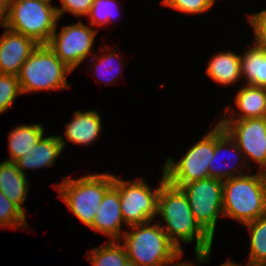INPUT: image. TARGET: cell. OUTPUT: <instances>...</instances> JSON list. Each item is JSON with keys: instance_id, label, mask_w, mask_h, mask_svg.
Returning <instances> with one entry per match:
<instances>
[{"instance_id": "6da1fadb", "label": "cell", "mask_w": 266, "mask_h": 266, "mask_svg": "<svg viewBox=\"0 0 266 266\" xmlns=\"http://www.w3.org/2000/svg\"><path fill=\"white\" fill-rule=\"evenodd\" d=\"M158 216L166 225L158 222L170 241L182 252L181 242L196 241L198 263L209 262L213 238L199 225L190 208L186 194L167 181L161 186L158 197ZM162 224V225H161Z\"/></svg>"}, {"instance_id": "7a4b0ae2", "label": "cell", "mask_w": 266, "mask_h": 266, "mask_svg": "<svg viewBox=\"0 0 266 266\" xmlns=\"http://www.w3.org/2000/svg\"><path fill=\"white\" fill-rule=\"evenodd\" d=\"M130 226L132 231L124 232L123 246L128 260L137 266H169L183 256V253L170 241L158 223Z\"/></svg>"}, {"instance_id": "3957f363", "label": "cell", "mask_w": 266, "mask_h": 266, "mask_svg": "<svg viewBox=\"0 0 266 266\" xmlns=\"http://www.w3.org/2000/svg\"><path fill=\"white\" fill-rule=\"evenodd\" d=\"M266 215V173L245 174L223 181V216L243 225Z\"/></svg>"}, {"instance_id": "277c9868", "label": "cell", "mask_w": 266, "mask_h": 266, "mask_svg": "<svg viewBox=\"0 0 266 266\" xmlns=\"http://www.w3.org/2000/svg\"><path fill=\"white\" fill-rule=\"evenodd\" d=\"M56 185L59 196L72 213L90 228L105 193L114 185V175L99 173L77 179L65 177Z\"/></svg>"}, {"instance_id": "5b68a950", "label": "cell", "mask_w": 266, "mask_h": 266, "mask_svg": "<svg viewBox=\"0 0 266 266\" xmlns=\"http://www.w3.org/2000/svg\"><path fill=\"white\" fill-rule=\"evenodd\" d=\"M52 0H10L4 28L21 33L39 45L50 41L59 18Z\"/></svg>"}, {"instance_id": "8992f818", "label": "cell", "mask_w": 266, "mask_h": 266, "mask_svg": "<svg viewBox=\"0 0 266 266\" xmlns=\"http://www.w3.org/2000/svg\"><path fill=\"white\" fill-rule=\"evenodd\" d=\"M72 72L50 49L38 45L21 66L18 74L22 94L70 88L66 74Z\"/></svg>"}, {"instance_id": "52a82bcc", "label": "cell", "mask_w": 266, "mask_h": 266, "mask_svg": "<svg viewBox=\"0 0 266 266\" xmlns=\"http://www.w3.org/2000/svg\"><path fill=\"white\" fill-rule=\"evenodd\" d=\"M162 180L154 191L142 179L133 182L114 175V186L119 190L122 216L127 227L153 221L158 214V197L161 186L166 182L162 170Z\"/></svg>"}, {"instance_id": "ba28073f", "label": "cell", "mask_w": 266, "mask_h": 266, "mask_svg": "<svg viewBox=\"0 0 266 266\" xmlns=\"http://www.w3.org/2000/svg\"><path fill=\"white\" fill-rule=\"evenodd\" d=\"M214 156V128L175 162L171 157L166 160L163 172L166 181L178 188L184 184L209 177L208 165Z\"/></svg>"}, {"instance_id": "9c48e42d", "label": "cell", "mask_w": 266, "mask_h": 266, "mask_svg": "<svg viewBox=\"0 0 266 266\" xmlns=\"http://www.w3.org/2000/svg\"><path fill=\"white\" fill-rule=\"evenodd\" d=\"M180 189L186 194L196 221L214 239L218 216L223 215V181L208 177Z\"/></svg>"}, {"instance_id": "30bf717a", "label": "cell", "mask_w": 266, "mask_h": 266, "mask_svg": "<svg viewBox=\"0 0 266 266\" xmlns=\"http://www.w3.org/2000/svg\"><path fill=\"white\" fill-rule=\"evenodd\" d=\"M96 34V29L86 26L81 20L73 25L62 26L59 34L56 25L47 45L73 71L92 53Z\"/></svg>"}, {"instance_id": "8fae6325", "label": "cell", "mask_w": 266, "mask_h": 266, "mask_svg": "<svg viewBox=\"0 0 266 266\" xmlns=\"http://www.w3.org/2000/svg\"><path fill=\"white\" fill-rule=\"evenodd\" d=\"M229 136L236 142L248 165V159L259 165V170L266 173V117L219 120Z\"/></svg>"}, {"instance_id": "7c38bea8", "label": "cell", "mask_w": 266, "mask_h": 266, "mask_svg": "<svg viewBox=\"0 0 266 266\" xmlns=\"http://www.w3.org/2000/svg\"><path fill=\"white\" fill-rule=\"evenodd\" d=\"M213 127H214V156L208 165L209 177L224 181V180H227L233 177L245 175L247 172L244 173L243 168L244 167L247 168L248 165H247V162H245L246 161L245 157L243 153L240 151V149L238 148L236 142L229 136V134L224 130V128L219 123H217L216 126H213ZM227 150H228V153H226ZM224 152L226 154H229V156L230 154H232L233 156L231 155L232 157H230L231 158V160H229L230 162L226 164L224 163L222 165L220 164L221 163L220 157L223 156L222 154ZM239 158L240 160L242 158L244 161L240 162ZM233 161L236 165L238 164L239 167L237 166L235 167ZM237 161L239 162L237 163ZM231 162L233 163L232 164L233 166L231 165ZM240 164L242 165L244 164L243 168H241L242 166H240Z\"/></svg>"}, {"instance_id": "4fadbf2b", "label": "cell", "mask_w": 266, "mask_h": 266, "mask_svg": "<svg viewBox=\"0 0 266 266\" xmlns=\"http://www.w3.org/2000/svg\"><path fill=\"white\" fill-rule=\"evenodd\" d=\"M5 29L0 37V74L18 76L21 66L39 44L21 33Z\"/></svg>"}, {"instance_id": "5bb4252c", "label": "cell", "mask_w": 266, "mask_h": 266, "mask_svg": "<svg viewBox=\"0 0 266 266\" xmlns=\"http://www.w3.org/2000/svg\"><path fill=\"white\" fill-rule=\"evenodd\" d=\"M125 224L122 216L119 190L113 185L104 195L90 229L111 237L110 240L121 242V226Z\"/></svg>"}, {"instance_id": "9a60e30c", "label": "cell", "mask_w": 266, "mask_h": 266, "mask_svg": "<svg viewBox=\"0 0 266 266\" xmlns=\"http://www.w3.org/2000/svg\"><path fill=\"white\" fill-rule=\"evenodd\" d=\"M63 138L61 135L43 136L33 149L14 162L16 167L26 175L25 169L53 166L66 146V139Z\"/></svg>"}, {"instance_id": "2e32d148", "label": "cell", "mask_w": 266, "mask_h": 266, "mask_svg": "<svg viewBox=\"0 0 266 266\" xmlns=\"http://www.w3.org/2000/svg\"><path fill=\"white\" fill-rule=\"evenodd\" d=\"M235 105L239 110L237 117L234 116L235 109L226 108V113L221 120H240L266 117V88L246 85L240 89L235 97ZM231 112L229 115L228 112ZM227 116V117H226ZM230 117V118H229ZM233 117V118H231Z\"/></svg>"}, {"instance_id": "e0dca14e", "label": "cell", "mask_w": 266, "mask_h": 266, "mask_svg": "<svg viewBox=\"0 0 266 266\" xmlns=\"http://www.w3.org/2000/svg\"><path fill=\"white\" fill-rule=\"evenodd\" d=\"M101 116L98 111L77 110L73 119L66 124V139L74 144L88 145L100 136L102 129Z\"/></svg>"}, {"instance_id": "ac0fdd59", "label": "cell", "mask_w": 266, "mask_h": 266, "mask_svg": "<svg viewBox=\"0 0 266 266\" xmlns=\"http://www.w3.org/2000/svg\"><path fill=\"white\" fill-rule=\"evenodd\" d=\"M14 162L3 161L0 163V190L12 201L25 215L24 206L29 184Z\"/></svg>"}, {"instance_id": "d6986e66", "label": "cell", "mask_w": 266, "mask_h": 266, "mask_svg": "<svg viewBox=\"0 0 266 266\" xmlns=\"http://www.w3.org/2000/svg\"><path fill=\"white\" fill-rule=\"evenodd\" d=\"M254 43L240 55L242 79L246 80V85L266 88V47L256 41Z\"/></svg>"}, {"instance_id": "ffe728a7", "label": "cell", "mask_w": 266, "mask_h": 266, "mask_svg": "<svg viewBox=\"0 0 266 266\" xmlns=\"http://www.w3.org/2000/svg\"><path fill=\"white\" fill-rule=\"evenodd\" d=\"M206 74L222 86L233 85L242 79L240 55L232 51L220 52L210 59Z\"/></svg>"}, {"instance_id": "44dd1931", "label": "cell", "mask_w": 266, "mask_h": 266, "mask_svg": "<svg viewBox=\"0 0 266 266\" xmlns=\"http://www.w3.org/2000/svg\"><path fill=\"white\" fill-rule=\"evenodd\" d=\"M44 131L43 125L39 123L15 126L9 132L8 138L10 159H6L5 161L15 162L27 154L43 137Z\"/></svg>"}, {"instance_id": "7402d4cb", "label": "cell", "mask_w": 266, "mask_h": 266, "mask_svg": "<svg viewBox=\"0 0 266 266\" xmlns=\"http://www.w3.org/2000/svg\"><path fill=\"white\" fill-rule=\"evenodd\" d=\"M250 254L247 266H266V215L248 222Z\"/></svg>"}, {"instance_id": "603a6c76", "label": "cell", "mask_w": 266, "mask_h": 266, "mask_svg": "<svg viewBox=\"0 0 266 266\" xmlns=\"http://www.w3.org/2000/svg\"><path fill=\"white\" fill-rule=\"evenodd\" d=\"M118 240H108L106 244L91 249L88 260L93 266H123L128 260L127 253Z\"/></svg>"}, {"instance_id": "cb8c5ba5", "label": "cell", "mask_w": 266, "mask_h": 266, "mask_svg": "<svg viewBox=\"0 0 266 266\" xmlns=\"http://www.w3.org/2000/svg\"><path fill=\"white\" fill-rule=\"evenodd\" d=\"M26 215L0 190V227L28 228Z\"/></svg>"}, {"instance_id": "d4e9b609", "label": "cell", "mask_w": 266, "mask_h": 266, "mask_svg": "<svg viewBox=\"0 0 266 266\" xmlns=\"http://www.w3.org/2000/svg\"><path fill=\"white\" fill-rule=\"evenodd\" d=\"M19 95L22 91L18 76L0 74V115L12 106Z\"/></svg>"}, {"instance_id": "484cf974", "label": "cell", "mask_w": 266, "mask_h": 266, "mask_svg": "<svg viewBox=\"0 0 266 266\" xmlns=\"http://www.w3.org/2000/svg\"><path fill=\"white\" fill-rule=\"evenodd\" d=\"M117 6L116 0H94L87 16L90 18L91 25L98 27L110 23L116 16L113 11L117 10Z\"/></svg>"}, {"instance_id": "4316f807", "label": "cell", "mask_w": 266, "mask_h": 266, "mask_svg": "<svg viewBox=\"0 0 266 266\" xmlns=\"http://www.w3.org/2000/svg\"><path fill=\"white\" fill-rule=\"evenodd\" d=\"M109 51V53H107L108 55H102V56H97V54L96 53H94L93 52V54H94V56H93V61H95L96 60V63H95V65H94V67H95V70H94V72H96V73H102V70H103V72H104V74H106V71H107V74H111V76L112 77H110L109 79H105V78H103L102 76L100 77V81L101 82H106L107 81V84H113V82L115 81V79H116V76H118L119 75V73L117 72V70H120L119 68H118V66H120L121 67V62L118 60V61H116V62H119L118 64H113V61H114V59L115 60H117L116 59V57H118L117 55H116V53H115V51L113 50V51H111L107 46L105 47L104 46V48H103V51ZM113 52V53H112ZM97 61H98V63H97ZM118 65V66H117ZM102 67V68H101ZM117 67V68H116ZM101 68V69H100ZM116 71H115V70ZM112 71V72H111ZM111 72V73H110ZM114 72H117V73H114ZM103 74V73H102ZM99 76V75H98ZM105 77V76H104Z\"/></svg>"}, {"instance_id": "83f0119b", "label": "cell", "mask_w": 266, "mask_h": 266, "mask_svg": "<svg viewBox=\"0 0 266 266\" xmlns=\"http://www.w3.org/2000/svg\"><path fill=\"white\" fill-rule=\"evenodd\" d=\"M162 5L187 14H201L214 5V0H163Z\"/></svg>"}, {"instance_id": "f1b7e54d", "label": "cell", "mask_w": 266, "mask_h": 266, "mask_svg": "<svg viewBox=\"0 0 266 266\" xmlns=\"http://www.w3.org/2000/svg\"><path fill=\"white\" fill-rule=\"evenodd\" d=\"M60 2L61 7H56L59 19L66 11L74 14L76 17L88 16L94 0H60Z\"/></svg>"}, {"instance_id": "f546056e", "label": "cell", "mask_w": 266, "mask_h": 266, "mask_svg": "<svg viewBox=\"0 0 266 266\" xmlns=\"http://www.w3.org/2000/svg\"><path fill=\"white\" fill-rule=\"evenodd\" d=\"M248 22L254 30V35H266V9L250 14Z\"/></svg>"}, {"instance_id": "4dcf8cb0", "label": "cell", "mask_w": 266, "mask_h": 266, "mask_svg": "<svg viewBox=\"0 0 266 266\" xmlns=\"http://www.w3.org/2000/svg\"><path fill=\"white\" fill-rule=\"evenodd\" d=\"M10 0H0V27H5L9 14Z\"/></svg>"}, {"instance_id": "1f68e13d", "label": "cell", "mask_w": 266, "mask_h": 266, "mask_svg": "<svg viewBox=\"0 0 266 266\" xmlns=\"http://www.w3.org/2000/svg\"><path fill=\"white\" fill-rule=\"evenodd\" d=\"M254 41L263 44L266 47V35H254Z\"/></svg>"}, {"instance_id": "d6a6232c", "label": "cell", "mask_w": 266, "mask_h": 266, "mask_svg": "<svg viewBox=\"0 0 266 266\" xmlns=\"http://www.w3.org/2000/svg\"><path fill=\"white\" fill-rule=\"evenodd\" d=\"M195 266H196V264H195ZM220 266H242V265L238 264V263H235L233 261H230L228 259L225 263L221 264Z\"/></svg>"}, {"instance_id": "836d02e7", "label": "cell", "mask_w": 266, "mask_h": 266, "mask_svg": "<svg viewBox=\"0 0 266 266\" xmlns=\"http://www.w3.org/2000/svg\"><path fill=\"white\" fill-rule=\"evenodd\" d=\"M179 263H175V264H172V266H195L194 264H192V262H180V260L178 261ZM171 266V265H170Z\"/></svg>"}, {"instance_id": "e575fe53", "label": "cell", "mask_w": 266, "mask_h": 266, "mask_svg": "<svg viewBox=\"0 0 266 266\" xmlns=\"http://www.w3.org/2000/svg\"><path fill=\"white\" fill-rule=\"evenodd\" d=\"M123 266H137L133 261L127 260Z\"/></svg>"}]
</instances>
